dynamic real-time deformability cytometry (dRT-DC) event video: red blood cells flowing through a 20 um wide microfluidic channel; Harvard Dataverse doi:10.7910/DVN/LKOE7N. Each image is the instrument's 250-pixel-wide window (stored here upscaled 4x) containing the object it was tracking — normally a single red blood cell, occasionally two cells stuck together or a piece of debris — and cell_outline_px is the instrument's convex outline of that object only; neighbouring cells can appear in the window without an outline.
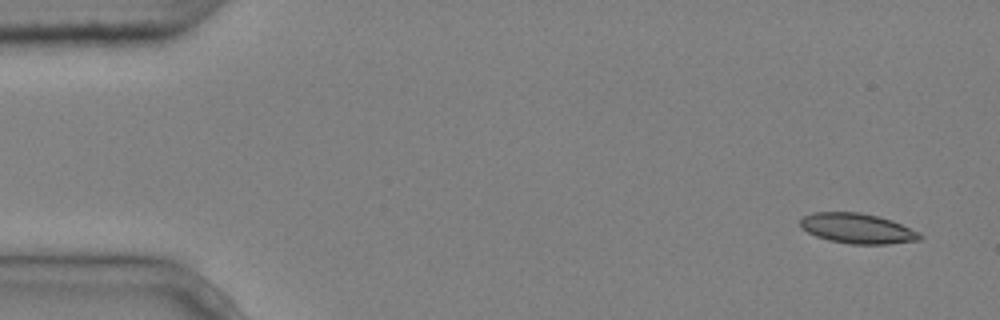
{"species": "common noctule bat (a hibernating species)", "species_latin": "Nyctalus noctula", "temperature_condition": "cold", "stored_images_in_passage": 6, "camera_frame_rate_fps": 3000, "um_per_image_px": 0.085, "animal": {"sex": "male", "body_mass_g": 20.4}, "frame": {"image": 1, "passage_image": 1, "time_ms": 0.0, "image_size_px": [1000, 320], "cell_outline_px": [[924, 236], [920, 240], [888, 244], [852, 244], [828, 240], [816, 236], [800, 228], [800, 220], [804, 216], [812, 212], [860, 212], [892, 220], [920, 232]], "centroid_in_image_um": [72.89, 19.42], "position_along_channel_um": 12.1, "area_um2": 21.1}}
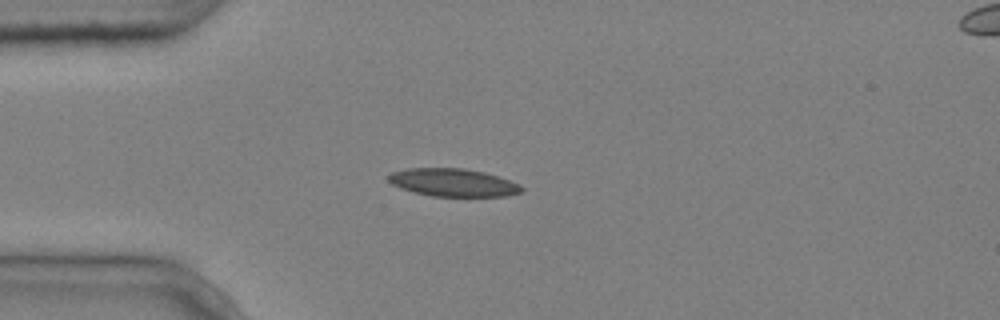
{"frame": {"image": 2, "passage_image": 4, "time_ms": 1.0, "image_size_px": [1000, 320], "cell_outline_px": [[524, 188], [520, 192], [504, 196], [432, 196], [400, 188], [392, 184], [388, 180], [388, 176], [392, 172], [408, 168], [464, 168], [484, 172], [520, 184]], "centroid_in_image_um": [38.5, 15.51], "position_along_channel_um": 46.5, "area_um2": 21.39}}